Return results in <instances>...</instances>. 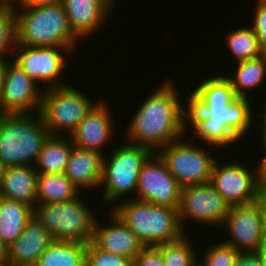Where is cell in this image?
<instances>
[{
	"mask_svg": "<svg viewBox=\"0 0 266 266\" xmlns=\"http://www.w3.org/2000/svg\"><path fill=\"white\" fill-rule=\"evenodd\" d=\"M22 8H25V0H0V10L17 11Z\"/></svg>",
	"mask_w": 266,
	"mask_h": 266,
	"instance_id": "d590c367",
	"label": "cell"
},
{
	"mask_svg": "<svg viewBox=\"0 0 266 266\" xmlns=\"http://www.w3.org/2000/svg\"><path fill=\"white\" fill-rule=\"evenodd\" d=\"M52 241L50 232L33 215L22 234L8 247V266H34Z\"/></svg>",
	"mask_w": 266,
	"mask_h": 266,
	"instance_id": "d6986e66",
	"label": "cell"
},
{
	"mask_svg": "<svg viewBox=\"0 0 266 266\" xmlns=\"http://www.w3.org/2000/svg\"><path fill=\"white\" fill-rule=\"evenodd\" d=\"M184 140L182 137L156 153L182 187L210 182L216 159L206 148L195 146L196 143L188 139L186 142Z\"/></svg>",
	"mask_w": 266,
	"mask_h": 266,
	"instance_id": "9c48e42d",
	"label": "cell"
},
{
	"mask_svg": "<svg viewBox=\"0 0 266 266\" xmlns=\"http://www.w3.org/2000/svg\"><path fill=\"white\" fill-rule=\"evenodd\" d=\"M105 101L101 100L70 135L73 145L106 155L103 149L115 137V124Z\"/></svg>",
	"mask_w": 266,
	"mask_h": 266,
	"instance_id": "2e32d148",
	"label": "cell"
},
{
	"mask_svg": "<svg viewBox=\"0 0 266 266\" xmlns=\"http://www.w3.org/2000/svg\"><path fill=\"white\" fill-rule=\"evenodd\" d=\"M235 64V74L224 75L230 81L236 97L250 99L249 94L252 93L248 92L261 88L266 83V54Z\"/></svg>",
	"mask_w": 266,
	"mask_h": 266,
	"instance_id": "603a6c76",
	"label": "cell"
},
{
	"mask_svg": "<svg viewBox=\"0 0 266 266\" xmlns=\"http://www.w3.org/2000/svg\"><path fill=\"white\" fill-rule=\"evenodd\" d=\"M263 5L266 6V0H259Z\"/></svg>",
	"mask_w": 266,
	"mask_h": 266,
	"instance_id": "f6af8a7d",
	"label": "cell"
},
{
	"mask_svg": "<svg viewBox=\"0 0 266 266\" xmlns=\"http://www.w3.org/2000/svg\"><path fill=\"white\" fill-rule=\"evenodd\" d=\"M254 253L258 256L261 266H266V236Z\"/></svg>",
	"mask_w": 266,
	"mask_h": 266,
	"instance_id": "74e56055",
	"label": "cell"
},
{
	"mask_svg": "<svg viewBox=\"0 0 266 266\" xmlns=\"http://www.w3.org/2000/svg\"><path fill=\"white\" fill-rule=\"evenodd\" d=\"M256 202L260 206L262 221H263V229H264V234L266 236V188L263 187L260 188Z\"/></svg>",
	"mask_w": 266,
	"mask_h": 266,
	"instance_id": "e575fe53",
	"label": "cell"
},
{
	"mask_svg": "<svg viewBox=\"0 0 266 266\" xmlns=\"http://www.w3.org/2000/svg\"><path fill=\"white\" fill-rule=\"evenodd\" d=\"M115 0H61L73 33L83 41L108 22ZM114 5V6H113ZM110 13V14H109Z\"/></svg>",
	"mask_w": 266,
	"mask_h": 266,
	"instance_id": "e0dca14e",
	"label": "cell"
},
{
	"mask_svg": "<svg viewBox=\"0 0 266 266\" xmlns=\"http://www.w3.org/2000/svg\"><path fill=\"white\" fill-rule=\"evenodd\" d=\"M80 190L62 174H38L37 204L67 202L80 195Z\"/></svg>",
	"mask_w": 266,
	"mask_h": 266,
	"instance_id": "484cf974",
	"label": "cell"
},
{
	"mask_svg": "<svg viewBox=\"0 0 266 266\" xmlns=\"http://www.w3.org/2000/svg\"><path fill=\"white\" fill-rule=\"evenodd\" d=\"M99 102L68 84L43 90L39 113L50 135L70 136Z\"/></svg>",
	"mask_w": 266,
	"mask_h": 266,
	"instance_id": "ba28073f",
	"label": "cell"
},
{
	"mask_svg": "<svg viewBox=\"0 0 266 266\" xmlns=\"http://www.w3.org/2000/svg\"><path fill=\"white\" fill-rule=\"evenodd\" d=\"M85 266H133V260L104 251L90 241L86 247Z\"/></svg>",
	"mask_w": 266,
	"mask_h": 266,
	"instance_id": "4dcf8cb0",
	"label": "cell"
},
{
	"mask_svg": "<svg viewBox=\"0 0 266 266\" xmlns=\"http://www.w3.org/2000/svg\"><path fill=\"white\" fill-rule=\"evenodd\" d=\"M189 93L185 107V132L189 130V124L194 135L190 141L200 138L207 146L222 149L237 145L250 133L256 116L252 112V99L236 97L224 74L200 80Z\"/></svg>",
	"mask_w": 266,
	"mask_h": 266,
	"instance_id": "6da1fadb",
	"label": "cell"
},
{
	"mask_svg": "<svg viewBox=\"0 0 266 266\" xmlns=\"http://www.w3.org/2000/svg\"><path fill=\"white\" fill-rule=\"evenodd\" d=\"M233 266H261V263L254 252H243L238 254Z\"/></svg>",
	"mask_w": 266,
	"mask_h": 266,
	"instance_id": "836d02e7",
	"label": "cell"
},
{
	"mask_svg": "<svg viewBox=\"0 0 266 266\" xmlns=\"http://www.w3.org/2000/svg\"><path fill=\"white\" fill-rule=\"evenodd\" d=\"M110 211L134 232L144 246L175 241L185 234L176 208L129 198L118 202Z\"/></svg>",
	"mask_w": 266,
	"mask_h": 266,
	"instance_id": "277c9868",
	"label": "cell"
},
{
	"mask_svg": "<svg viewBox=\"0 0 266 266\" xmlns=\"http://www.w3.org/2000/svg\"><path fill=\"white\" fill-rule=\"evenodd\" d=\"M103 159L101 153L73 145L64 174L81 192L98 190L102 180Z\"/></svg>",
	"mask_w": 266,
	"mask_h": 266,
	"instance_id": "ffe728a7",
	"label": "cell"
},
{
	"mask_svg": "<svg viewBox=\"0 0 266 266\" xmlns=\"http://www.w3.org/2000/svg\"><path fill=\"white\" fill-rule=\"evenodd\" d=\"M181 190L182 186L168 171L162 158L153 152L139 172L136 196L132 194L130 198L179 209Z\"/></svg>",
	"mask_w": 266,
	"mask_h": 266,
	"instance_id": "7c38bea8",
	"label": "cell"
},
{
	"mask_svg": "<svg viewBox=\"0 0 266 266\" xmlns=\"http://www.w3.org/2000/svg\"><path fill=\"white\" fill-rule=\"evenodd\" d=\"M4 167L2 166L0 162V184H1V178H2V172H3Z\"/></svg>",
	"mask_w": 266,
	"mask_h": 266,
	"instance_id": "7bdbcfd3",
	"label": "cell"
},
{
	"mask_svg": "<svg viewBox=\"0 0 266 266\" xmlns=\"http://www.w3.org/2000/svg\"><path fill=\"white\" fill-rule=\"evenodd\" d=\"M229 208L210 182L185 186L181 190L179 221L183 230L188 219V222L194 220L197 224L221 227Z\"/></svg>",
	"mask_w": 266,
	"mask_h": 266,
	"instance_id": "4fadbf2b",
	"label": "cell"
},
{
	"mask_svg": "<svg viewBox=\"0 0 266 266\" xmlns=\"http://www.w3.org/2000/svg\"><path fill=\"white\" fill-rule=\"evenodd\" d=\"M17 45L77 47L80 40L70 29L62 2L15 11Z\"/></svg>",
	"mask_w": 266,
	"mask_h": 266,
	"instance_id": "3957f363",
	"label": "cell"
},
{
	"mask_svg": "<svg viewBox=\"0 0 266 266\" xmlns=\"http://www.w3.org/2000/svg\"><path fill=\"white\" fill-rule=\"evenodd\" d=\"M34 215L30 205L0 196V237L9 247L19 237Z\"/></svg>",
	"mask_w": 266,
	"mask_h": 266,
	"instance_id": "cb8c5ba5",
	"label": "cell"
},
{
	"mask_svg": "<svg viewBox=\"0 0 266 266\" xmlns=\"http://www.w3.org/2000/svg\"><path fill=\"white\" fill-rule=\"evenodd\" d=\"M70 52H73L70 48L56 46L28 47L16 45L11 58L39 86L44 83L43 90H45L69 84L65 83L61 77L66 73L64 70L68 69L65 55L67 53L70 55Z\"/></svg>",
	"mask_w": 266,
	"mask_h": 266,
	"instance_id": "8fae6325",
	"label": "cell"
},
{
	"mask_svg": "<svg viewBox=\"0 0 266 266\" xmlns=\"http://www.w3.org/2000/svg\"><path fill=\"white\" fill-rule=\"evenodd\" d=\"M174 82L164 81L145 98L131 117L126 131V141L157 152L168 144L187 137L185 132V107L181 93ZM184 105V106H183Z\"/></svg>",
	"mask_w": 266,
	"mask_h": 266,
	"instance_id": "7a4b0ae2",
	"label": "cell"
},
{
	"mask_svg": "<svg viewBox=\"0 0 266 266\" xmlns=\"http://www.w3.org/2000/svg\"><path fill=\"white\" fill-rule=\"evenodd\" d=\"M225 38L227 49L232 54L231 56L235 58L234 64L248 59H254L264 54L257 35L251 26L232 29L230 32H226Z\"/></svg>",
	"mask_w": 266,
	"mask_h": 266,
	"instance_id": "4316f807",
	"label": "cell"
},
{
	"mask_svg": "<svg viewBox=\"0 0 266 266\" xmlns=\"http://www.w3.org/2000/svg\"><path fill=\"white\" fill-rule=\"evenodd\" d=\"M110 152V155H104L99 186L100 190H103L99 198L100 205L102 207L104 204L106 208L109 206L108 210L111 209L110 205L113 208L122 199H129L128 194H135L141 167L153 153L149 148L128 142L119 146L116 144Z\"/></svg>",
	"mask_w": 266,
	"mask_h": 266,
	"instance_id": "8992f818",
	"label": "cell"
},
{
	"mask_svg": "<svg viewBox=\"0 0 266 266\" xmlns=\"http://www.w3.org/2000/svg\"><path fill=\"white\" fill-rule=\"evenodd\" d=\"M87 243L53 240L34 266H85Z\"/></svg>",
	"mask_w": 266,
	"mask_h": 266,
	"instance_id": "d4e9b609",
	"label": "cell"
},
{
	"mask_svg": "<svg viewBox=\"0 0 266 266\" xmlns=\"http://www.w3.org/2000/svg\"><path fill=\"white\" fill-rule=\"evenodd\" d=\"M239 252L227 243H215L198 259V266H233ZM202 260V261H200Z\"/></svg>",
	"mask_w": 266,
	"mask_h": 266,
	"instance_id": "f546056e",
	"label": "cell"
},
{
	"mask_svg": "<svg viewBox=\"0 0 266 266\" xmlns=\"http://www.w3.org/2000/svg\"><path fill=\"white\" fill-rule=\"evenodd\" d=\"M265 105H264V108L262 109L263 113L262 114H266V101L263 102Z\"/></svg>",
	"mask_w": 266,
	"mask_h": 266,
	"instance_id": "ee69618b",
	"label": "cell"
},
{
	"mask_svg": "<svg viewBox=\"0 0 266 266\" xmlns=\"http://www.w3.org/2000/svg\"><path fill=\"white\" fill-rule=\"evenodd\" d=\"M82 194L67 202L37 204L34 216L50 232L53 240L88 243L92 240L96 214Z\"/></svg>",
	"mask_w": 266,
	"mask_h": 266,
	"instance_id": "52a82bcc",
	"label": "cell"
},
{
	"mask_svg": "<svg viewBox=\"0 0 266 266\" xmlns=\"http://www.w3.org/2000/svg\"><path fill=\"white\" fill-rule=\"evenodd\" d=\"M7 60H0V100L3 92L4 74L6 70Z\"/></svg>",
	"mask_w": 266,
	"mask_h": 266,
	"instance_id": "b9f144b4",
	"label": "cell"
},
{
	"mask_svg": "<svg viewBox=\"0 0 266 266\" xmlns=\"http://www.w3.org/2000/svg\"><path fill=\"white\" fill-rule=\"evenodd\" d=\"M219 162H214L210 183L225 202L230 207L256 202L261 188L259 163L252 170L239 161Z\"/></svg>",
	"mask_w": 266,
	"mask_h": 266,
	"instance_id": "30bf717a",
	"label": "cell"
},
{
	"mask_svg": "<svg viewBox=\"0 0 266 266\" xmlns=\"http://www.w3.org/2000/svg\"><path fill=\"white\" fill-rule=\"evenodd\" d=\"M73 142L70 136L49 135L34 165L38 174L65 172Z\"/></svg>",
	"mask_w": 266,
	"mask_h": 266,
	"instance_id": "7402d4cb",
	"label": "cell"
},
{
	"mask_svg": "<svg viewBox=\"0 0 266 266\" xmlns=\"http://www.w3.org/2000/svg\"><path fill=\"white\" fill-rule=\"evenodd\" d=\"M262 118V120L260 121H258V123L256 124H254V125H256V127L258 126L260 129H262V136H261V145H262V147L261 148H263V147H265L266 146V114H263L262 116H261ZM260 122V123H259Z\"/></svg>",
	"mask_w": 266,
	"mask_h": 266,
	"instance_id": "60d3db41",
	"label": "cell"
},
{
	"mask_svg": "<svg viewBox=\"0 0 266 266\" xmlns=\"http://www.w3.org/2000/svg\"><path fill=\"white\" fill-rule=\"evenodd\" d=\"M133 266H164V260L157 246H144L133 259Z\"/></svg>",
	"mask_w": 266,
	"mask_h": 266,
	"instance_id": "d6a6232c",
	"label": "cell"
},
{
	"mask_svg": "<svg viewBox=\"0 0 266 266\" xmlns=\"http://www.w3.org/2000/svg\"><path fill=\"white\" fill-rule=\"evenodd\" d=\"M17 45L15 11L0 10V60L11 59L8 56ZM9 54V55H8Z\"/></svg>",
	"mask_w": 266,
	"mask_h": 266,
	"instance_id": "f1b7e54d",
	"label": "cell"
},
{
	"mask_svg": "<svg viewBox=\"0 0 266 266\" xmlns=\"http://www.w3.org/2000/svg\"><path fill=\"white\" fill-rule=\"evenodd\" d=\"M49 135L39 111L35 114H0L2 166H34Z\"/></svg>",
	"mask_w": 266,
	"mask_h": 266,
	"instance_id": "5b68a950",
	"label": "cell"
},
{
	"mask_svg": "<svg viewBox=\"0 0 266 266\" xmlns=\"http://www.w3.org/2000/svg\"><path fill=\"white\" fill-rule=\"evenodd\" d=\"M188 238L189 236L184 234L175 241L157 245L163 257L164 266H198L200 254Z\"/></svg>",
	"mask_w": 266,
	"mask_h": 266,
	"instance_id": "83f0119b",
	"label": "cell"
},
{
	"mask_svg": "<svg viewBox=\"0 0 266 266\" xmlns=\"http://www.w3.org/2000/svg\"><path fill=\"white\" fill-rule=\"evenodd\" d=\"M264 156L262 160L260 159V183L261 187L266 188V146L263 147Z\"/></svg>",
	"mask_w": 266,
	"mask_h": 266,
	"instance_id": "8d00e7d4",
	"label": "cell"
},
{
	"mask_svg": "<svg viewBox=\"0 0 266 266\" xmlns=\"http://www.w3.org/2000/svg\"><path fill=\"white\" fill-rule=\"evenodd\" d=\"M256 1L254 16L250 26L257 35L262 51L266 54V6L259 0Z\"/></svg>",
	"mask_w": 266,
	"mask_h": 266,
	"instance_id": "1f68e13d",
	"label": "cell"
},
{
	"mask_svg": "<svg viewBox=\"0 0 266 266\" xmlns=\"http://www.w3.org/2000/svg\"><path fill=\"white\" fill-rule=\"evenodd\" d=\"M0 265H8V246L0 237Z\"/></svg>",
	"mask_w": 266,
	"mask_h": 266,
	"instance_id": "ab89813d",
	"label": "cell"
},
{
	"mask_svg": "<svg viewBox=\"0 0 266 266\" xmlns=\"http://www.w3.org/2000/svg\"><path fill=\"white\" fill-rule=\"evenodd\" d=\"M221 226L229 235L223 242L233 246L239 253L255 252L265 239L262 214L257 202L230 207Z\"/></svg>",
	"mask_w": 266,
	"mask_h": 266,
	"instance_id": "9a60e30c",
	"label": "cell"
},
{
	"mask_svg": "<svg viewBox=\"0 0 266 266\" xmlns=\"http://www.w3.org/2000/svg\"><path fill=\"white\" fill-rule=\"evenodd\" d=\"M37 177L34 166H10L2 172L0 196L24 202L31 207L37 205Z\"/></svg>",
	"mask_w": 266,
	"mask_h": 266,
	"instance_id": "44dd1931",
	"label": "cell"
},
{
	"mask_svg": "<svg viewBox=\"0 0 266 266\" xmlns=\"http://www.w3.org/2000/svg\"><path fill=\"white\" fill-rule=\"evenodd\" d=\"M110 214V224L102 225L96 218L92 242L100 249L112 254L134 259L142 250L144 245L134 234V232L126 226L112 211Z\"/></svg>",
	"mask_w": 266,
	"mask_h": 266,
	"instance_id": "ac0fdd59",
	"label": "cell"
},
{
	"mask_svg": "<svg viewBox=\"0 0 266 266\" xmlns=\"http://www.w3.org/2000/svg\"><path fill=\"white\" fill-rule=\"evenodd\" d=\"M33 81L13 59L7 60L0 114L38 112L42 88Z\"/></svg>",
	"mask_w": 266,
	"mask_h": 266,
	"instance_id": "5bb4252c",
	"label": "cell"
},
{
	"mask_svg": "<svg viewBox=\"0 0 266 266\" xmlns=\"http://www.w3.org/2000/svg\"><path fill=\"white\" fill-rule=\"evenodd\" d=\"M61 2V0H25V8H31L35 6L55 4Z\"/></svg>",
	"mask_w": 266,
	"mask_h": 266,
	"instance_id": "f35d334b",
	"label": "cell"
}]
</instances>
